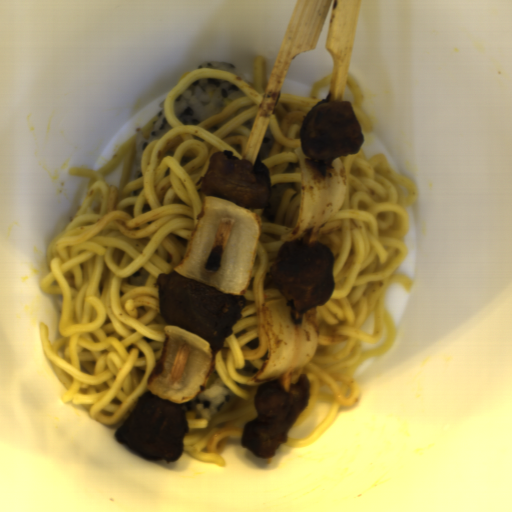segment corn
<instances>
[{"label":"corn","mask_w":512,"mask_h":512,"mask_svg":"<svg viewBox=\"0 0 512 512\" xmlns=\"http://www.w3.org/2000/svg\"><path fill=\"white\" fill-rule=\"evenodd\" d=\"M189 74H190V71L184 72L183 75L178 80V83L183 81Z\"/></svg>","instance_id":"1"}]
</instances>
